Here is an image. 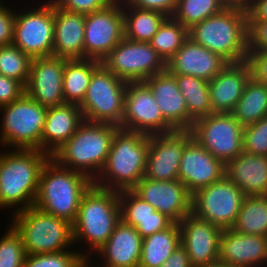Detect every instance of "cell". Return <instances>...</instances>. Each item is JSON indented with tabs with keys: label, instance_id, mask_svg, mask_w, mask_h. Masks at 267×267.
I'll list each match as a JSON object with an SVG mask.
<instances>
[{
	"label": "cell",
	"instance_id": "obj_1",
	"mask_svg": "<svg viewBox=\"0 0 267 267\" xmlns=\"http://www.w3.org/2000/svg\"><path fill=\"white\" fill-rule=\"evenodd\" d=\"M12 150L0 153V208L16 205L17 213L34 206L42 168L51 156L37 149Z\"/></svg>",
	"mask_w": 267,
	"mask_h": 267
},
{
	"label": "cell",
	"instance_id": "obj_2",
	"mask_svg": "<svg viewBox=\"0 0 267 267\" xmlns=\"http://www.w3.org/2000/svg\"><path fill=\"white\" fill-rule=\"evenodd\" d=\"M119 128L113 124L84 120L51 158L58 165L82 173L94 182L106 164L111 142Z\"/></svg>",
	"mask_w": 267,
	"mask_h": 267
},
{
	"label": "cell",
	"instance_id": "obj_3",
	"mask_svg": "<svg viewBox=\"0 0 267 267\" xmlns=\"http://www.w3.org/2000/svg\"><path fill=\"white\" fill-rule=\"evenodd\" d=\"M148 149L149 135L119 128L94 185L114 191L132 190L145 175Z\"/></svg>",
	"mask_w": 267,
	"mask_h": 267
},
{
	"label": "cell",
	"instance_id": "obj_4",
	"mask_svg": "<svg viewBox=\"0 0 267 267\" xmlns=\"http://www.w3.org/2000/svg\"><path fill=\"white\" fill-rule=\"evenodd\" d=\"M93 184L86 175L64 168L50 158L42 168L34 206L73 224L81 199Z\"/></svg>",
	"mask_w": 267,
	"mask_h": 267
},
{
	"label": "cell",
	"instance_id": "obj_5",
	"mask_svg": "<svg viewBox=\"0 0 267 267\" xmlns=\"http://www.w3.org/2000/svg\"><path fill=\"white\" fill-rule=\"evenodd\" d=\"M189 37L227 63H240L247 55V12L224 8L189 29Z\"/></svg>",
	"mask_w": 267,
	"mask_h": 267
},
{
	"label": "cell",
	"instance_id": "obj_6",
	"mask_svg": "<svg viewBox=\"0 0 267 267\" xmlns=\"http://www.w3.org/2000/svg\"><path fill=\"white\" fill-rule=\"evenodd\" d=\"M120 221L118 191L99 188L93 184L83 195L72 224L74 245L77 241H84L91 252L96 253Z\"/></svg>",
	"mask_w": 267,
	"mask_h": 267
},
{
	"label": "cell",
	"instance_id": "obj_7",
	"mask_svg": "<svg viewBox=\"0 0 267 267\" xmlns=\"http://www.w3.org/2000/svg\"><path fill=\"white\" fill-rule=\"evenodd\" d=\"M11 226L22 238L27 255L54 253L74 244L72 224L32 206L13 213Z\"/></svg>",
	"mask_w": 267,
	"mask_h": 267
},
{
	"label": "cell",
	"instance_id": "obj_8",
	"mask_svg": "<svg viewBox=\"0 0 267 267\" xmlns=\"http://www.w3.org/2000/svg\"><path fill=\"white\" fill-rule=\"evenodd\" d=\"M0 143L4 147L41 151L47 108L24 93L19 99L0 107Z\"/></svg>",
	"mask_w": 267,
	"mask_h": 267
},
{
	"label": "cell",
	"instance_id": "obj_9",
	"mask_svg": "<svg viewBox=\"0 0 267 267\" xmlns=\"http://www.w3.org/2000/svg\"><path fill=\"white\" fill-rule=\"evenodd\" d=\"M127 81L113 74L103 63L93 72L85 97L79 105L84 120L122 124Z\"/></svg>",
	"mask_w": 267,
	"mask_h": 267
},
{
	"label": "cell",
	"instance_id": "obj_10",
	"mask_svg": "<svg viewBox=\"0 0 267 267\" xmlns=\"http://www.w3.org/2000/svg\"><path fill=\"white\" fill-rule=\"evenodd\" d=\"M244 126L231 113H211L193 122V138L224 165L243 152Z\"/></svg>",
	"mask_w": 267,
	"mask_h": 267
},
{
	"label": "cell",
	"instance_id": "obj_11",
	"mask_svg": "<svg viewBox=\"0 0 267 267\" xmlns=\"http://www.w3.org/2000/svg\"><path fill=\"white\" fill-rule=\"evenodd\" d=\"M245 195L225 176L192 194V213L222 229H231Z\"/></svg>",
	"mask_w": 267,
	"mask_h": 267
},
{
	"label": "cell",
	"instance_id": "obj_12",
	"mask_svg": "<svg viewBox=\"0 0 267 267\" xmlns=\"http://www.w3.org/2000/svg\"><path fill=\"white\" fill-rule=\"evenodd\" d=\"M117 77L127 82L145 81L166 71V62L149 42L123 38L102 61Z\"/></svg>",
	"mask_w": 267,
	"mask_h": 267
},
{
	"label": "cell",
	"instance_id": "obj_13",
	"mask_svg": "<svg viewBox=\"0 0 267 267\" xmlns=\"http://www.w3.org/2000/svg\"><path fill=\"white\" fill-rule=\"evenodd\" d=\"M32 10L18 14L15 12L12 44L32 59L50 57L54 40V5L46 1Z\"/></svg>",
	"mask_w": 267,
	"mask_h": 267
},
{
	"label": "cell",
	"instance_id": "obj_14",
	"mask_svg": "<svg viewBox=\"0 0 267 267\" xmlns=\"http://www.w3.org/2000/svg\"><path fill=\"white\" fill-rule=\"evenodd\" d=\"M123 38L122 0H113L105 8L85 15L84 59L102 62Z\"/></svg>",
	"mask_w": 267,
	"mask_h": 267
},
{
	"label": "cell",
	"instance_id": "obj_15",
	"mask_svg": "<svg viewBox=\"0 0 267 267\" xmlns=\"http://www.w3.org/2000/svg\"><path fill=\"white\" fill-rule=\"evenodd\" d=\"M120 128L146 135L169 133L175 130L163 118L160 107L144 81L127 82Z\"/></svg>",
	"mask_w": 267,
	"mask_h": 267
},
{
	"label": "cell",
	"instance_id": "obj_16",
	"mask_svg": "<svg viewBox=\"0 0 267 267\" xmlns=\"http://www.w3.org/2000/svg\"><path fill=\"white\" fill-rule=\"evenodd\" d=\"M193 138L191 130H174L149 135V149L144 177L153 180L178 179L182 152Z\"/></svg>",
	"mask_w": 267,
	"mask_h": 267
},
{
	"label": "cell",
	"instance_id": "obj_17",
	"mask_svg": "<svg viewBox=\"0 0 267 267\" xmlns=\"http://www.w3.org/2000/svg\"><path fill=\"white\" fill-rule=\"evenodd\" d=\"M132 190L174 223L192 213V193L179 179L165 181L143 177Z\"/></svg>",
	"mask_w": 267,
	"mask_h": 267
},
{
	"label": "cell",
	"instance_id": "obj_18",
	"mask_svg": "<svg viewBox=\"0 0 267 267\" xmlns=\"http://www.w3.org/2000/svg\"><path fill=\"white\" fill-rule=\"evenodd\" d=\"M180 245L187 251L192 267L218 263L223 229L189 213L179 223Z\"/></svg>",
	"mask_w": 267,
	"mask_h": 267
},
{
	"label": "cell",
	"instance_id": "obj_19",
	"mask_svg": "<svg viewBox=\"0 0 267 267\" xmlns=\"http://www.w3.org/2000/svg\"><path fill=\"white\" fill-rule=\"evenodd\" d=\"M65 58H33L25 93L43 107L65 104L62 91Z\"/></svg>",
	"mask_w": 267,
	"mask_h": 267
},
{
	"label": "cell",
	"instance_id": "obj_20",
	"mask_svg": "<svg viewBox=\"0 0 267 267\" xmlns=\"http://www.w3.org/2000/svg\"><path fill=\"white\" fill-rule=\"evenodd\" d=\"M225 165L192 138L185 146L178 179L193 194L224 177Z\"/></svg>",
	"mask_w": 267,
	"mask_h": 267
},
{
	"label": "cell",
	"instance_id": "obj_21",
	"mask_svg": "<svg viewBox=\"0 0 267 267\" xmlns=\"http://www.w3.org/2000/svg\"><path fill=\"white\" fill-rule=\"evenodd\" d=\"M218 262L234 267L265 265L267 263V237L242 234L233 229H223L220 237Z\"/></svg>",
	"mask_w": 267,
	"mask_h": 267
},
{
	"label": "cell",
	"instance_id": "obj_22",
	"mask_svg": "<svg viewBox=\"0 0 267 267\" xmlns=\"http://www.w3.org/2000/svg\"><path fill=\"white\" fill-rule=\"evenodd\" d=\"M226 65L227 62L219 55L195 43L189 37L166 62V70L172 75H190L210 81Z\"/></svg>",
	"mask_w": 267,
	"mask_h": 267
},
{
	"label": "cell",
	"instance_id": "obj_23",
	"mask_svg": "<svg viewBox=\"0 0 267 267\" xmlns=\"http://www.w3.org/2000/svg\"><path fill=\"white\" fill-rule=\"evenodd\" d=\"M247 63H227V65L209 81L212 113H231L240 98L246 83L250 79Z\"/></svg>",
	"mask_w": 267,
	"mask_h": 267
},
{
	"label": "cell",
	"instance_id": "obj_24",
	"mask_svg": "<svg viewBox=\"0 0 267 267\" xmlns=\"http://www.w3.org/2000/svg\"><path fill=\"white\" fill-rule=\"evenodd\" d=\"M144 82L149 86L163 118L176 130H188V109L176 76L166 70Z\"/></svg>",
	"mask_w": 267,
	"mask_h": 267
},
{
	"label": "cell",
	"instance_id": "obj_25",
	"mask_svg": "<svg viewBox=\"0 0 267 267\" xmlns=\"http://www.w3.org/2000/svg\"><path fill=\"white\" fill-rule=\"evenodd\" d=\"M224 176L245 196L267 195V156L241 152L225 164Z\"/></svg>",
	"mask_w": 267,
	"mask_h": 267
},
{
	"label": "cell",
	"instance_id": "obj_26",
	"mask_svg": "<svg viewBox=\"0 0 267 267\" xmlns=\"http://www.w3.org/2000/svg\"><path fill=\"white\" fill-rule=\"evenodd\" d=\"M54 40L52 56L84 59L85 15L54 6Z\"/></svg>",
	"mask_w": 267,
	"mask_h": 267
},
{
	"label": "cell",
	"instance_id": "obj_27",
	"mask_svg": "<svg viewBox=\"0 0 267 267\" xmlns=\"http://www.w3.org/2000/svg\"><path fill=\"white\" fill-rule=\"evenodd\" d=\"M143 238L133 226L120 221L106 243L96 251L105 267H138Z\"/></svg>",
	"mask_w": 267,
	"mask_h": 267
},
{
	"label": "cell",
	"instance_id": "obj_28",
	"mask_svg": "<svg viewBox=\"0 0 267 267\" xmlns=\"http://www.w3.org/2000/svg\"><path fill=\"white\" fill-rule=\"evenodd\" d=\"M83 121L79 105L65 103L47 108L41 151L51 156L75 134Z\"/></svg>",
	"mask_w": 267,
	"mask_h": 267
},
{
	"label": "cell",
	"instance_id": "obj_29",
	"mask_svg": "<svg viewBox=\"0 0 267 267\" xmlns=\"http://www.w3.org/2000/svg\"><path fill=\"white\" fill-rule=\"evenodd\" d=\"M102 62L94 59H66L62 91L65 103L80 105L85 97L94 70Z\"/></svg>",
	"mask_w": 267,
	"mask_h": 267
},
{
	"label": "cell",
	"instance_id": "obj_30",
	"mask_svg": "<svg viewBox=\"0 0 267 267\" xmlns=\"http://www.w3.org/2000/svg\"><path fill=\"white\" fill-rule=\"evenodd\" d=\"M180 243V227L178 223H173L169 228L143 238L141 259L138 267H160Z\"/></svg>",
	"mask_w": 267,
	"mask_h": 267
},
{
	"label": "cell",
	"instance_id": "obj_31",
	"mask_svg": "<svg viewBox=\"0 0 267 267\" xmlns=\"http://www.w3.org/2000/svg\"><path fill=\"white\" fill-rule=\"evenodd\" d=\"M124 37L135 42H150L168 18L160 11L123 5Z\"/></svg>",
	"mask_w": 267,
	"mask_h": 267
},
{
	"label": "cell",
	"instance_id": "obj_32",
	"mask_svg": "<svg viewBox=\"0 0 267 267\" xmlns=\"http://www.w3.org/2000/svg\"><path fill=\"white\" fill-rule=\"evenodd\" d=\"M188 109V130L193 122L212 113L209 81L190 75H175Z\"/></svg>",
	"mask_w": 267,
	"mask_h": 267
},
{
	"label": "cell",
	"instance_id": "obj_33",
	"mask_svg": "<svg viewBox=\"0 0 267 267\" xmlns=\"http://www.w3.org/2000/svg\"><path fill=\"white\" fill-rule=\"evenodd\" d=\"M231 114L243 125H250L267 116V86L250 77L243 95Z\"/></svg>",
	"mask_w": 267,
	"mask_h": 267
},
{
	"label": "cell",
	"instance_id": "obj_34",
	"mask_svg": "<svg viewBox=\"0 0 267 267\" xmlns=\"http://www.w3.org/2000/svg\"><path fill=\"white\" fill-rule=\"evenodd\" d=\"M231 229L242 234L267 237V195L245 196Z\"/></svg>",
	"mask_w": 267,
	"mask_h": 267
},
{
	"label": "cell",
	"instance_id": "obj_35",
	"mask_svg": "<svg viewBox=\"0 0 267 267\" xmlns=\"http://www.w3.org/2000/svg\"><path fill=\"white\" fill-rule=\"evenodd\" d=\"M188 38L189 30L172 17H168L149 43L162 59L168 62Z\"/></svg>",
	"mask_w": 267,
	"mask_h": 267
},
{
	"label": "cell",
	"instance_id": "obj_36",
	"mask_svg": "<svg viewBox=\"0 0 267 267\" xmlns=\"http://www.w3.org/2000/svg\"><path fill=\"white\" fill-rule=\"evenodd\" d=\"M223 9L220 0H177L175 11L171 17L189 30Z\"/></svg>",
	"mask_w": 267,
	"mask_h": 267
},
{
	"label": "cell",
	"instance_id": "obj_37",
	"mask_svg": "<svg viewBox=\"0 0 267 267\" xmlns=\"http://www.w3.org/2000/svg\"><path fill=\"white\" fill-rule=\"evenodd\" d=\"M32 58L17 46H0V74L19 81L24 87L30 75Z\"/></svg>",
	"mask_w": 267,
	"mask_h": 267
},
{
	"label": "cell",
	"instance_id": "obj_38",
	"mask_svg": "<svg viewBox=\"0 0 267 267\" xmlns=\"http://www.w3.org/2000/svg\"><path fill=\"white\" fill-rule=\"evenodd\" d=\"M121 221L135 227L137 219L168 218L139 197L133 190L118 191Z\"/></svg>",
	"mask_w": 267,
	"mask_h": 267
},
{
	"label": "cell",
	"instance_id": "obj_39",
	"mask_svg": "<svg viewBox=\"0 0 267 267\" xmlns=\"http://www.w3.org/2000/svg\"><path fill=\"white\" fill-rule=\"evenodd\" d=\"M0 239V267H23L27 256L18 232L9 226Z\"/></svg>",
	"mask_w": 267,
	"mask_h": 267
},
{
	"label": "cell",
	"instance_id": "obj_40",
	"mask_svg": "<svg viewBox=\"0 0 267 267\" xmlns=\"http://www.w3.org/2000/svg\"><path fill=\"white\" fill-rule=\"evenodd\" d=\"M77 251L62 250L54 253L27 255L23 267H78L83 256Z\"/></svg>",
	"mask_w": 267,
	"mask_h": 267
},
{
	"label": "cell",
	"instance_id": "obj_41",
	"mask_svg": "<svg viewBox=\"0 0 267 267\" xmlns=\"http://www.w3.org/2000/svg\"><path fill=\"white\" fill-rule=\"evenodd\" d=\"M243 152L267 156V116L244 126Z\"/></svg>",
	"mask_w": 267,
	"mask_h": 267
},
{
	"label": "cell",
	"instance_id": "obj_42",
	"mask_svg": "<svg viewBox=\"0 0 267 267\" xmlns=\"http://www.w3.org/2000/svg\"><path fill=\"white\" fill-rule=\"evenodd\" d=\"M54 6L70 12L90 14L105 8L113 0H49Z\"/></svg>",
	"mask_w": 267,
	"mask_h": 267
},
{
	"label": "cell",
	"instance_id": "obj_43",
	"mask_svg": "<svg viewBox=\"0 0 267 267\" xmlns=\"http://www.w3.org/2000/svg\"><path fill=\"white\" fill-rule=\"evenodd\" d=\"M247 49L267 51V21L247 20Z\"/></svg>",
	"mask_w": 267,
	"mask_h": 267
},
{
	"label": "cell",
	"instance_id": "obj_44",
	"mask_svg": "<svg viewBox=\"0 0 267 267\" xmlns=\"http://www.w3.org/2000/svg\"><path fill=\"white\" fill-rule=\"evenodd\" d=\"M245 62L251 78L267 86V51L247 50Z\"/></svg>",
	"mask_w": 267,
	"mask_h": 267
},
{
	"label": "cell",
	"instance_id": "obj_45",
	"mask_svg": "<svg viewBox=\"0 0 267 267\" xmlns=\"http://www.w3.org/2000/svg\"><path fill=\"white\" fill-rule=\"evenodd\" d=\"M25 93V87L17 80L0 74V107L19 99Z\"/></svg>",
	"mask_w": 267,
	"mask_h": 267
},
{
	"label": "cell",
	"instance_id": "obj_46",
	"mask_svg": "<svg viewBox=\"0 0 267 267\" xmlns=\"http://www.w3.org/2000/svg\"><path fill=\"white\" fill-rule=\"evenodd\" d=\"M8 6L2 5L0 0V46L10 45L14 38V25L16 11L9 9Z\"/></svg>",
	"mask_w": 267,
	"mask_h": 267
},
{
	"label": "cell",
	"instance_id": "obj_47",
	"mask_svg": "<svg viewBox=\"0 0 267 267\" xmlns=\"http://www.w3.org/2000/svg\"><path fill=\"white\" fill-rule=\"evenodd\" d=\"M177 0H122V4L140 9L156 10L171 17L175 11Z\"/></svg>",
	"mask_w": 267,
	"mask_h": 267
},
{
	"label": "cell",
	"instance_id": "obj_48",
	"mask_svg": "<svg viewBox=\"0 0 267 267\" xmlns=\"http://www.w3.org/2000/svg\"><path fill=\"white\" fill-rule=\"evenodd\" d=\"M173 223L170 218L137 219V225L134 228L142 238H145L169 228Z\"/></svg>",
	"mask_w": 267,
	"mask_h": 267
},
{
	"label": "cell",
	"instance_id": "obj_49",
	"mask_svg": "<svg viewBox=\"0 0 267 267\" xmlns=\"http://www.w3.org/2000/svg\"><path fill=\"white\" fill-rule=\"evenodd\" d=\"M160 267H192L187 251L179 245Z\"/></svg>",
	"mask_w": 267,
	"mask_h": 267
},
{
	"label": "cell",
	"instance_id": "obj_50",
	"mask_svg": "<svg viewBox=\"0 0 267 267\" xmlns=\"http://www.w3.org/2000/svg\"><path fill=\"white\" fill-rule=\"evenodd\" d=\"M247 20L267 21V0H253Z\"/></svg>",
	"mask_w": 267,
	"mask_h": 267
},
{
	"label": "cell",
	"instance_id": "obj_51",
	"mask_svg": "<svg viewBox=\"0 0 267 267\" xmlns=\"http://www.w3.org/2000/svg\"><path fill=\"white\" fill-rule=\"evenodd\" d=\"M253 0H220L224 8L240 9L248 12L252 6Z\"/></svg>",
	"mask_w": 267,
	"mask_h": 267
},
{
	"label": "cell",
	"instance_id": "obj_52",
	"mask_svg": "<svg viewBox=\"0 0 267 267\" xmlns=\"http://www.w3.org/2000/svg\"><path fill=\"white\" fill-rule=\"evenodd\" d=\"M89 263H90L89 257L83 256L78 267H96V266H93L92 262H91V264H89ZM90 265H92V266H90ZM97 267H100V266H97ZM103 267H105V266H103Z\"/></svg>",
	"mask_w": 267,
	"mask_h": 267
},
{
	"label": "cell",
	"instance_id": "obj_53",
	"mask_svg": "<svg viewBox=\"0 0 267 267\" xmlns=\"http://www.w3.org/2000/svg\"><path fill=\"white\" fill-rule=\"evenodd\" d=\"M207 267H234V266L224 265V264L218 262V263H215V264H213L211 266H207Z\"/></svg>",
	"mask_w": 267,
	"mask_h": 267
}]
</instances>
